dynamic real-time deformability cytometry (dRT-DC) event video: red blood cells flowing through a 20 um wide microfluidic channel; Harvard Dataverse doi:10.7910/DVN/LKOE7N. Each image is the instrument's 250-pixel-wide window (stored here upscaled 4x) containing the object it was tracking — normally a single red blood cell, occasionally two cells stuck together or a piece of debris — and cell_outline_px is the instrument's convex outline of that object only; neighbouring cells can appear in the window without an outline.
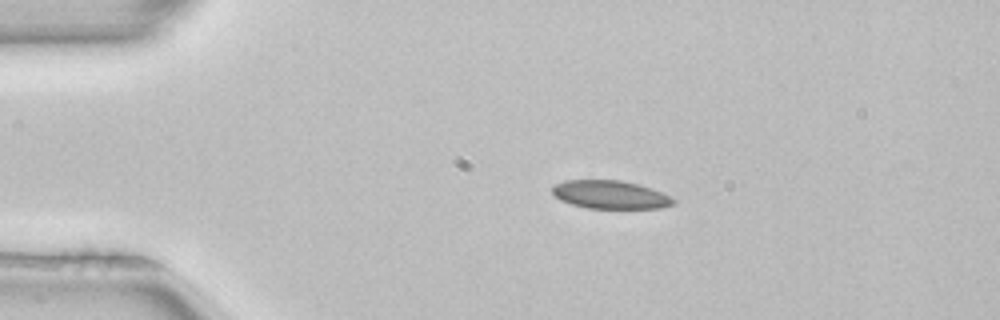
{"species": "common noctule bat (a hibernating species)", "species_latin": "Nyctalus noctula", "temperature_condition": "room temperature", "stored_images_in_passage": 2, "camera_frame_rate_fps": 3000, "um_per_image_px": 0.085, "animal": {"sex": "female", "body_mass_g": 22.7, "forearm_length_mm": 54.2}, "frame": {"image": 1, "passage_image": 1, "time_ms": 0.0, "image_size_px": [1000, 320], "cell_outline_px": [[676, 204], [660, 208], [588, 208], [572, 204], [560, 200], [552, 192], [552, 184], [564, 180], [620, 180], [636, 184], [660, 192], [676, 200]], "centroid_in_image_um": [51.83, 16.54], "position_along_channel_um": 33.2, "area_um2": 19.77}}